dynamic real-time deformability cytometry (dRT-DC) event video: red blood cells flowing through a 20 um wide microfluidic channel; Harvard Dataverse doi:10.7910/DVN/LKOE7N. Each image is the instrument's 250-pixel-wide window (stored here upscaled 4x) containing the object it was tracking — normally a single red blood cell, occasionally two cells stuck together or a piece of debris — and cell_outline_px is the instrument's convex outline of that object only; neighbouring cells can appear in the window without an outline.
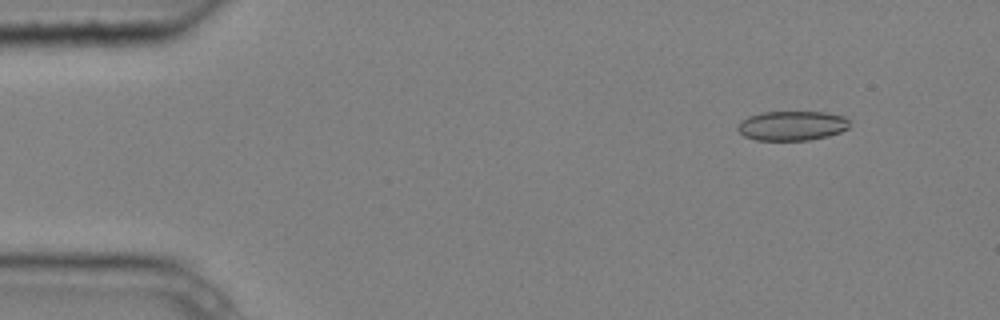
{"species": "common noctule bat (a hibernating species)", "species_latin": "Nyctalus noctula", "temperature_condition": "cold", "stored_images_in_passage": 6, "camera_frame_rate_fps": 3000, "um_per_image_px": 0.085, "animal": {"sex": "male", "body_mass_g": 20.4}, "frame": {"image": 1, "passage_image": 2, "time_ms": 0.333, "image_size_px": [1000, 320], "cell_outline_px": [[848, 128], [840, 132], [828, 136], [808, 140], [756, 140], [744, 136], [736, 128], [748, 116], [760, 112], [824, 112], [844, 116], [848, 120]], "centroid_in_image_um": [67.32, 10.68], "position_along_channel_um": 17.7, "area_um2": 19.13}}
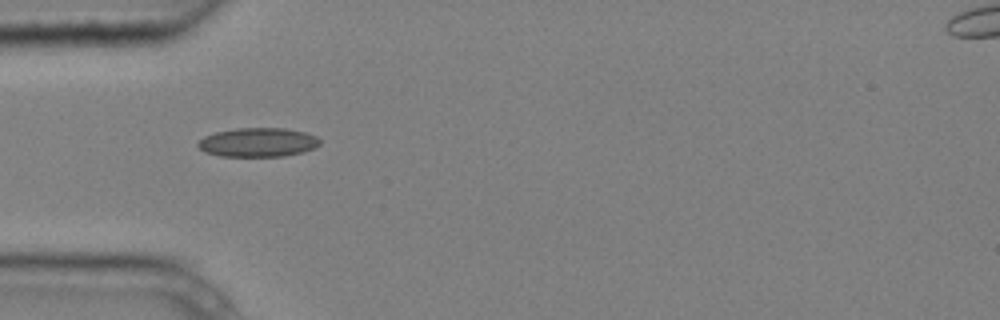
{"frame": {"image": 2, "passage_image": 5, "time_ms": 1.333, "image_size_px": [1000, 320], "cell_outline_px": [[320, 144], [316, 148], [304, 152], [284, 156], [220, 156], [204, 152], [196, 144], [204, 136], [216, 132], [236, 128], [284, 128], [304, 132], [316, 136], [320, 140]], "centroid_in_image_um": [21.94, 12.1], "position_along_channel_um": 63.1, "area_um2": 20.69}}
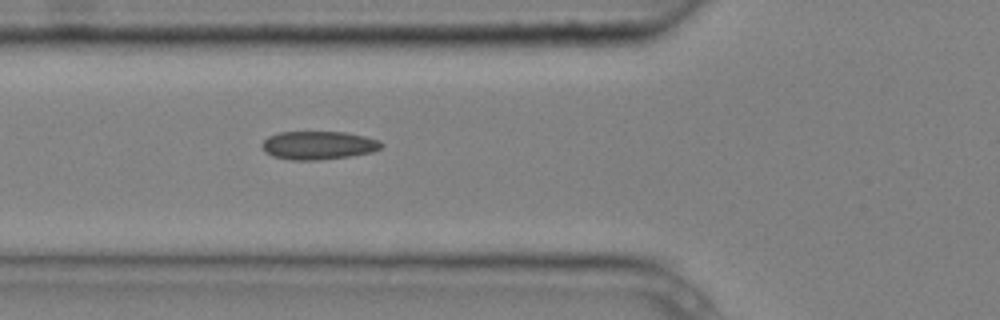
{"frame": {"image": 3, "passage_image": 6, "time_ms": 1.667, "image_size_px": [1000, 320], "cell_outline_px": [[384, 144], [380, 148], [372, 152], [348, 156], [316, 160], [292, 160], [272, 156], [264, 152], [260, 144], [268, 136], [280, 132], [344, 132], [364, 136], [380, 140]], "centroid_in_image_um": [27.03, 12.35], "position_along_channel_um": 98.8, "area_um2": 19.71}}